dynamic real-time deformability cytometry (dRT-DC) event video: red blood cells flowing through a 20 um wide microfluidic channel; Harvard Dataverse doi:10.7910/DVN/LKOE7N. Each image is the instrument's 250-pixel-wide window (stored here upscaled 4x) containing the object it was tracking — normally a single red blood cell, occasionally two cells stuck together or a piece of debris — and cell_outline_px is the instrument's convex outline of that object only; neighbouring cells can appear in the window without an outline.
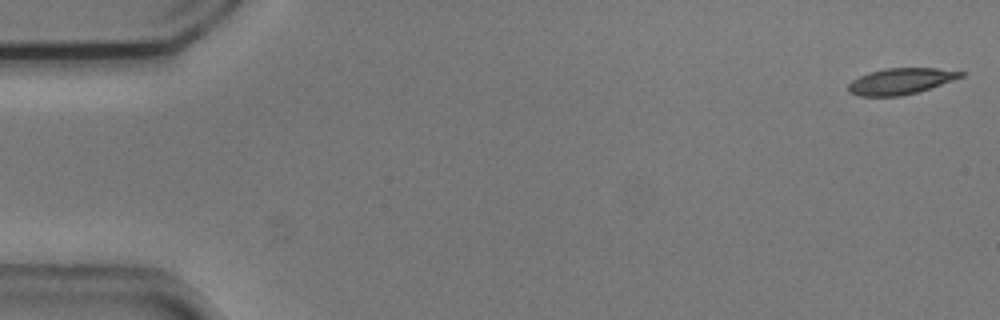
{"species": "common noctule bat (a hibernating species)", "species_latin": "Nyctalus noctula", "temperature_condition": "cold", "stored_images_in_passage": 13, "camera_frame_rate_fps": 3000, "um_per_image_px": 0.085, "animal": {"sex": "male", "body_mass_g": 20.5, "forearm_length_mm": 52.5}, "frame": {"image": 1, "passage_image": 1, "time_ms": 0.0, "image_size_px": [1000, 320], "cell_outline_px": [[968, 72], [964, 76], [916, 92], [900, 96], [860, 96], [848, 92], [848, 84], [852, 80], [868, 72], [884, 68], [936, 68]], "centroid_in_image_um": [76.54, 6.89], "position_along_channel_um": 8.5, "area_um2": 17.05}}